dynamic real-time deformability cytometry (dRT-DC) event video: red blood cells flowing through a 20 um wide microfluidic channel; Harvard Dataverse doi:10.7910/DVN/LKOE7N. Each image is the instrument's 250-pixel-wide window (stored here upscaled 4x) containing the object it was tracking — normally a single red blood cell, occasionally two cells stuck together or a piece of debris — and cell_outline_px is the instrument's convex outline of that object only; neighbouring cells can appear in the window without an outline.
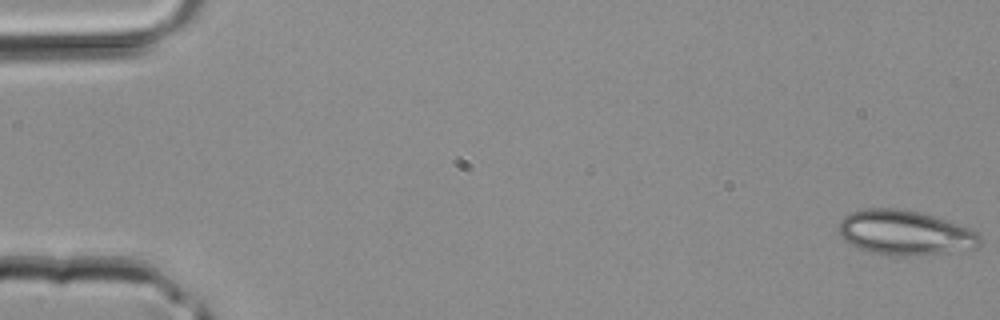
{"species": "common noctule bat (a hibernating species)", "species_latin": "Nyctalus noctula", "temperature_condition": "room temperature", "stored_images_in_passage": 42, "camera_frame_rate_fps": 3000, "um_per_image_px": 0.085, "animal": {"sex": "male", "body_mass_g": 20.4}, "frame": {"image": 1, "passage_image": 1, "time_ms": 0.0, "image_size_px": [1000, 320], "cell_outline_px": [[980, 244], [976, 248], [948, 252], [916, 256], [888, 256], [868, 252], [848, 244], [840, 236], [836, 228], [840, 220], [844, 216], [852, 212], [864, 208], [896, 208], [920, 212], [968, 228], [976, 232], [980, 236]], "centroid_in_image_um": [76.84, 19.8], "position_along_channel_um": 8.2, "area_um2": 37.11}}
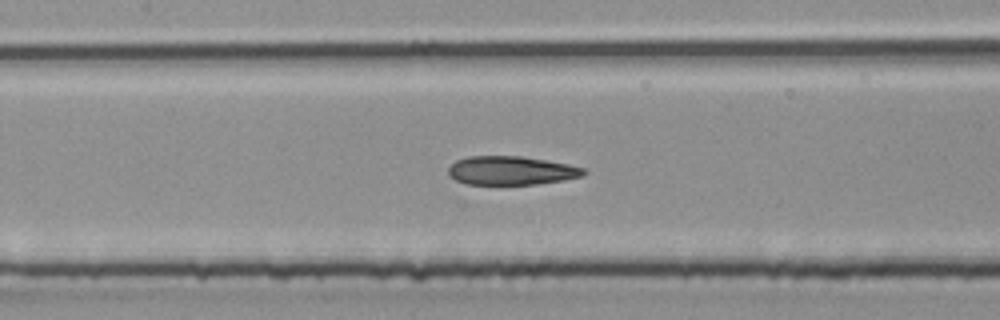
{"frame": {"image": 2, "passage_image": 20, "time_ms": 6.333, "image_size_px": [1000, 320], "cell_outline_px": [[588, 172], [584, 176], [564, 180], [536, 184], [500, 188], [464, 184], [448, 176], [448, 168], [456, 160], [468, 156], [520, 156], [568, 164], [584, 168]], "centroid_in_image_um": [43.41, 14.55], "position_along_channel_um": 164.0, "area_um2": 23.76}}
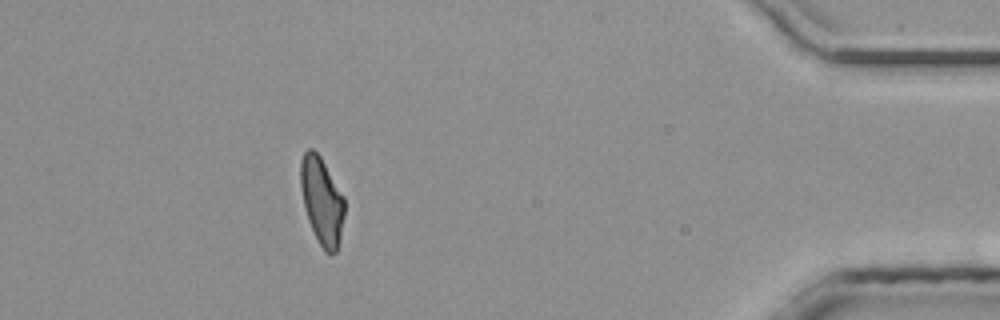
{"frame": {"image": 3, "passage_image": 38, "time_ms": 12.333, "image_size_px": [1000, 320], "cell_outline_px": [[344, 216], [340, 240], [336, 252], [332, 256], [328, 256], [324, 252], [308, 220], [304, 208], [300, 184], [300, 160], [304, 152], [308, 148], [312, 148], [320, 156], [344, 196]], "centroid_in_image_um": [27.35, 17.09], "position_along_channel_um": 407.8, "area_um2": 22.48}}